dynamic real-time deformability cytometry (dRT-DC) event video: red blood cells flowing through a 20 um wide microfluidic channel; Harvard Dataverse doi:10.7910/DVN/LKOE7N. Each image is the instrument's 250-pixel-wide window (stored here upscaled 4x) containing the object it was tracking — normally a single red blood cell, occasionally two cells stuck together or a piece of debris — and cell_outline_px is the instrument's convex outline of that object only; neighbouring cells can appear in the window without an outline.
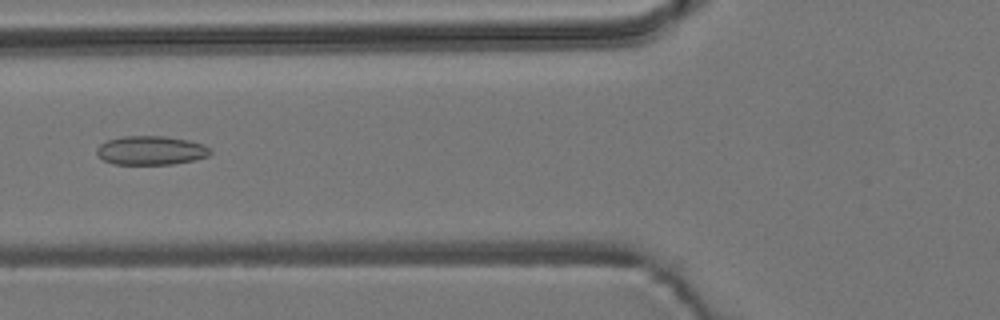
{"species": "common noctule bat (a hibernating species)", "species_latin": "Nyctalus noctula", "temperature_condition": "room temperature", "stored_images_in_passage": 5, "camera_frame_rate_fps": 3000, "um_per_image_px": 0.085, "animal": {"sex": "male", "body_mass_g": 19.2, "forearm_length_mm": 51.8}, "frame": {"image": 1, "passage_image": 4, "time_ms": 3.667, "image_size_px": [1000, 320], "cell_outline_px": [[212, 152], [208, 156], [196, 160], [172, 164], [112, 164], [104, 160], [96, 152], [96, 148], [100, 144], [108, 140], [124, 136], [164, 136], [188, 140], [204, 144]], "centroid_in_image_um": [12.84, 12.79], "position_along_channel_um": 113.0, "area_um2": 19.13}}
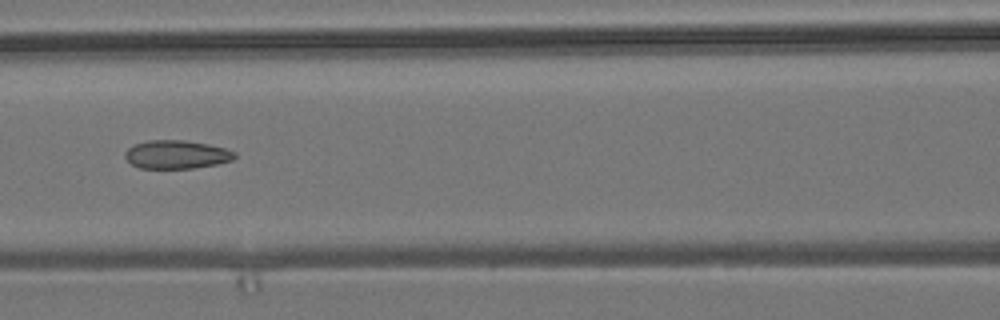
{"frame": {"image": 2, "passage_image": 5, "time_ms": 4.667, "image_size_px": [1000, 320], "cell_outline_px": [[236, 156], [232, 160], [216, 164], [192, 168], [140, 168], [132, 164], [124, 156], [124, 152], [128, 148], [136, 144], [148, 140], [184, 140], [208, 144], [224, 148], [236, 152]], "centroid_in_image_um": [15.0, 13.13], "position_along_channel_um": 151.6, "area_um2": 18.03}}